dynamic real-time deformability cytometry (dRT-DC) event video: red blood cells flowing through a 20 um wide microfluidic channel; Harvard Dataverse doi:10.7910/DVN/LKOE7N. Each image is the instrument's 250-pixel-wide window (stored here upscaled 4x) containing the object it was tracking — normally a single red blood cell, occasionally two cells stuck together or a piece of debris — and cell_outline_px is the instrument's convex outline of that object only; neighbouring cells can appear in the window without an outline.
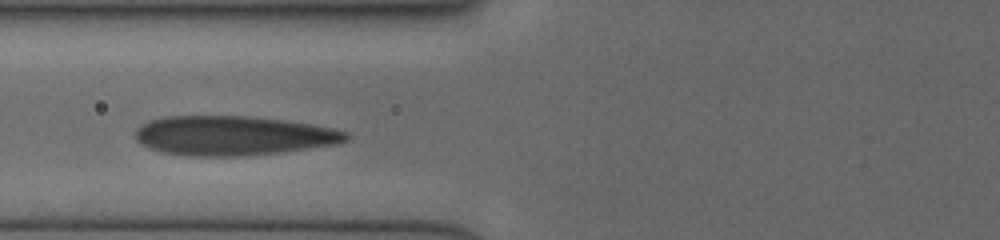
{"species": "human", "species_latin": "Homo sapiens", "temperature_condition": "cold", "stored_images_in_passage": 4, "camera_frame_rate_fps": 3000, "um_per_image_px": 0.085, "donor": {"sex": "female"}, "frame": {"image": 1, "passage_image": 2, "time_ms": 1.0, "image_size_px": [1000, 240], "cell_outline_px": [[348, 140], [340, 144], [280, 152], [244, 156], [188, 156], [160, 152], [148, 148], [140, 144], [136, 140], [136, 128], [140, 124], [148, 120], [164, 116], [248, 116], [284, 120], [312, 124], [332, 128], [348, 132]], "centroid_in_image_um": [19.79, 11.53], "position_along_channel_um": 106.0, "area_um2": 48.9}}
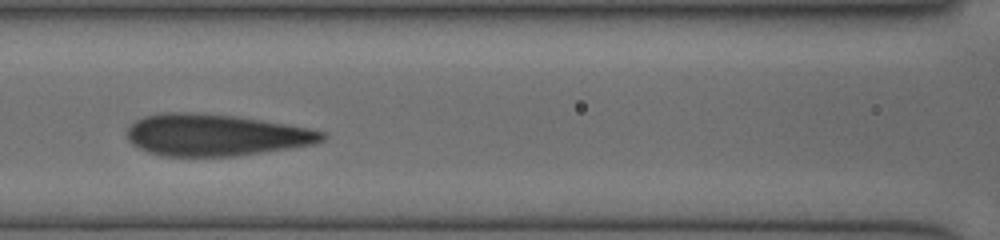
{"frame": {"image": 2, "passage_image": 3, "time_ms": 2.0, "image_size_px": [1000, 240], "cell_outline_px": [[328, 136], [324, 140], [316, 144], [292, 148], [236, 156], [160, 156], [148, 152], [132, 144], [128, 140], [128, 128], [136, 120], [144, 116], [160, 112], [196, 112], [232, 116], [284, 124], [308, 128], [324, 132]], "centroid_in_image_um": [18.32, 11.48], "position_along_channel_um": 148.3, "area_um2": 47.45}}